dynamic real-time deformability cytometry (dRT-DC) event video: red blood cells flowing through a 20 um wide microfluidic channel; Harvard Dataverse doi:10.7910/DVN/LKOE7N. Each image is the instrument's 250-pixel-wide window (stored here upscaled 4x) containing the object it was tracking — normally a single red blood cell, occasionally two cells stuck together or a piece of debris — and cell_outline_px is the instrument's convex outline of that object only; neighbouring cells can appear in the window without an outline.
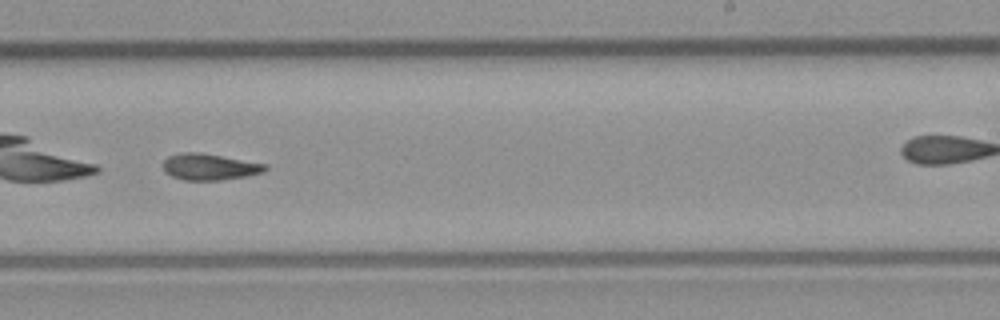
{"species": "common noctule bat (a hibernating species)", "species_latin": "Nyctalus noctula", "temperature_condition": "room temperature", "stored_images_in_passage": 29, "camera_frame_rate_fps": 3000, "um_per_image_px": 0.085, "animal": {"sex": "male", "body_mass_g": 23.1, "forearm_length_mm": 52.7}, "frame": {"image": 1, "passage_image": 17, "time_ms": 5.333, "image_size_px": [1000, 320], "cell_outline_px": [[268, 168], [264, 172], [244, 176], [220, 180], [184, 180], [172, 176], [164, 172], [164, 160], [168, 156], [184, 152], [200, 152], [268, 164]], "centroid_in_image_um": [17.82, 14.17], "position_along_channel_um": 271.2, "area_um2": 15.66}, "authors_computed_cell_mechanics": {"area_um2": 15.5482, "velocity_mm_per_s": 4.0208, "shape_relaxation_time_tau1_ms": null, "shape_relaxation_time_tau2_ms": 2.5489, "deformation_change_tau1": null, "deformation_change_tau2": 0.098}}